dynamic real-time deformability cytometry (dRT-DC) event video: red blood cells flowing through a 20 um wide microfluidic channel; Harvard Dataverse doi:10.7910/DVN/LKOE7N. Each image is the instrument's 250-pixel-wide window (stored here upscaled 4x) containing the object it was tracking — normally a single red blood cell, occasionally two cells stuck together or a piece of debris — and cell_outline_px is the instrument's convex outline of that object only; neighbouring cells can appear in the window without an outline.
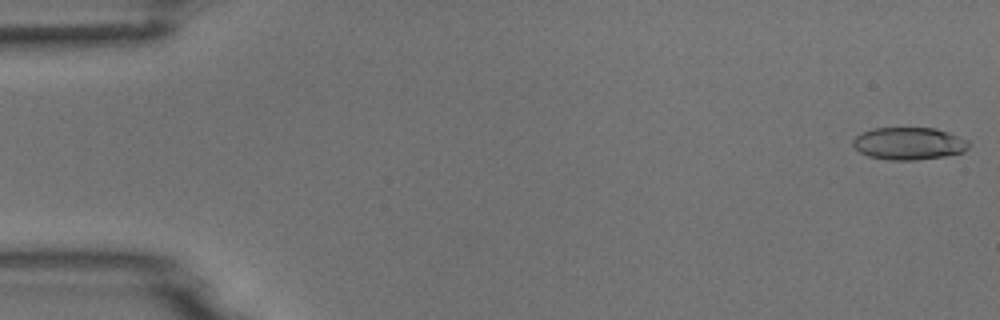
{"species": "common noctule bat (a hibernating species)", "species_latin": "Nyctalus noctula", "temperature_condition": "room temperature", "stored_images_in_passage": 51, "camera_frame_rate_fps": 3000, "um_per_image_px": 0.085, "animal": {"sex": "male", "body_mass_g": 18.8}, "frame": {"image": 1, "passage_image": 1, "time_ms": 0.0, "image_size_px": [1000, 320], "cell_outline_px": [[968, 148], [964, 152], [944, 156], [916, 160], [888, 160], [868, 156], [860, 152], [852, 144], [852, 140], [856, 136], [872, 128], [936, 128], [948, 132], [968, 140]], "centroid_in_image_um": [77.25, 12.2], "position_along_channel_um": 7.8, "area_um2": 21.85}}
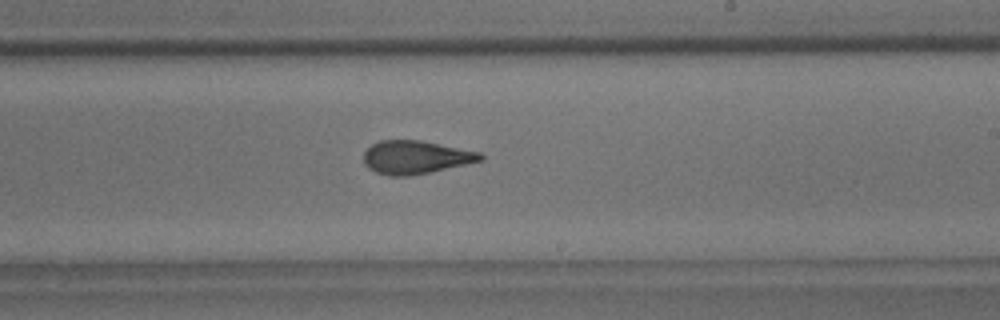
{"frame": {"image": 2, "passage_image": 30, "time_ms": 9.667, "image_size_px": [1000, 320], "cell_outline_px": [[484, 160], [428, 172], [408, 176], [388, 176], [376, 172], [368, 168], [364, 164], [364, 152], [372, 144], [380, 140], [420, 140], [480, 152], [484, 156]], "centroid_in_image_um": [35.31, 13.36], "position_along_channel_um": 253.7, "area_um2": 22.48}}
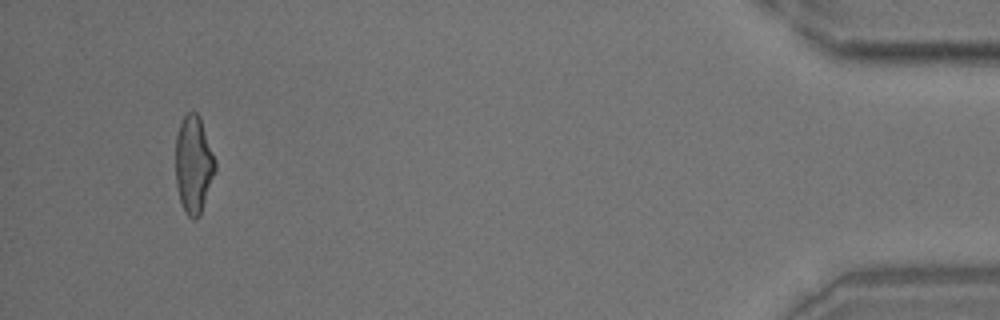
{"frame": {"image": 3, "passage_image": 48, "time_ms": 15.667, "image_size_px": [1000, 320], "cell_outline_px": [[216, 172], [200, 216], [196, 220], [192, 220], [184, 212], [180, 200], [176, 184], [176, 136], [180, 124], [184, 116], [188, 112], [196, 112], [200, 116], [216, 160]], "centroid_in_image_um": [16.47, 14.02], "position_along_channel_um": 418.7, "area_um2": 22.83}}